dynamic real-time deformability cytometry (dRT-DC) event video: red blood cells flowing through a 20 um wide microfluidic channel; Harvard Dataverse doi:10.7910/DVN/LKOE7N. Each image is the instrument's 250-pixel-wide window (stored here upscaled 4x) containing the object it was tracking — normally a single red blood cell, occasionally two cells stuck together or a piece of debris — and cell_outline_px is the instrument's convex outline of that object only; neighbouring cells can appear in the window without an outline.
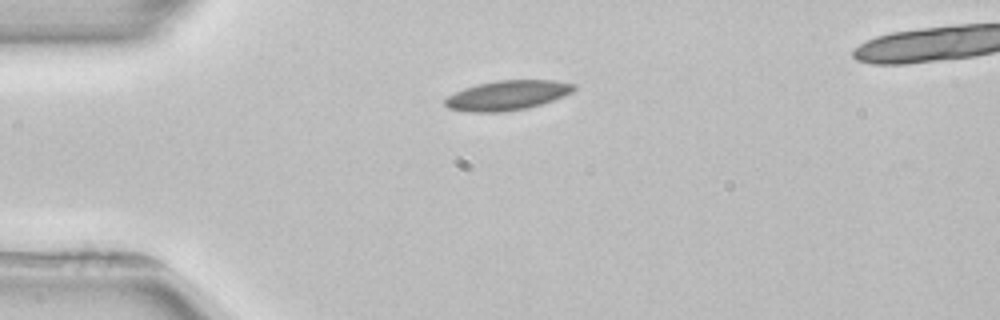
{"species": "common noctule bat (a hibernating species)", "species_latin": "Nyctalus noctula", "temperature_condition": "room temperature", "stored_images_in_passage": 3, "camera_frame_rate_fps": 3000, "um_per_image_px": 0.085, "animal": {"sex": "female", "body_mass_g": 22.7, "forearm_length_mm": 54.2}, "frame": {"image": 1, "passage_image": 3, "time_ms": 2.667, "image_size_px": [1000, 320], "cell_outline_px": [[576, 88], [572, 92], [564, 96], [528, 108], [500, 112], [468, 112], [448, 108], [444, 104], [444, 100], [448, 96], [464, 88], [476, 84], [496, 80], [552, 80], [576, 84]], "centroid_in_image_um": [43.11, 8.1], "position_along_channel_um": 41.9, "area_um2": 22.31}}